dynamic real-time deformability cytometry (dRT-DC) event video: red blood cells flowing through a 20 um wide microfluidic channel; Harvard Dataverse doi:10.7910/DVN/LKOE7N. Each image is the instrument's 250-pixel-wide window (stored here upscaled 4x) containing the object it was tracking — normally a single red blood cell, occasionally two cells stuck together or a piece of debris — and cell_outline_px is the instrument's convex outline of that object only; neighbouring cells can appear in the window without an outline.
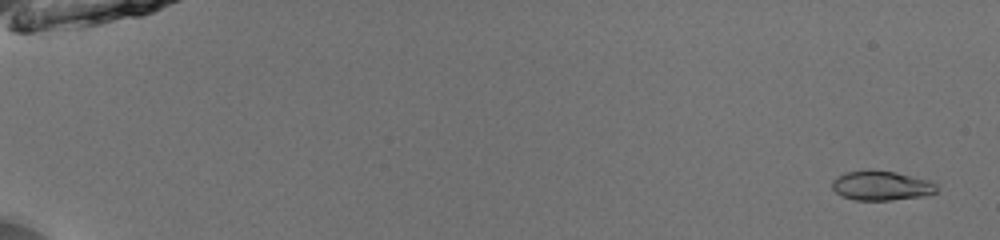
{"species": "common noctule bat (a hibernating species)", "species_latin": "Nyctalus noctula", "temperature_condition": "room temperature", "stored_images_in_passage": 54, "camera_frame_rate_fps": 3000, "um_per_image_px": 0.085, "animal": {"sex": "male", "body_mass_g": 13.0, "forearm_length_mm": 53.1}, "frame": {"image": 1, "passage_image": 3, "time_ms": 0.667, "image_size_px": [1000, 240], "cell_outline_px": [[936, 192], [928, 196], [892, 200], [856, 200], [840, 196], [832, 188], [832, 180], [836, 176], [844, 172], [864, 168], [868, 168], [896, 172], [932, 180], [936, 184]], "centroid_in_image_um": [74.9, 15.75], "position_along_channel_um": 10.1, "area_um2": 18.67}}
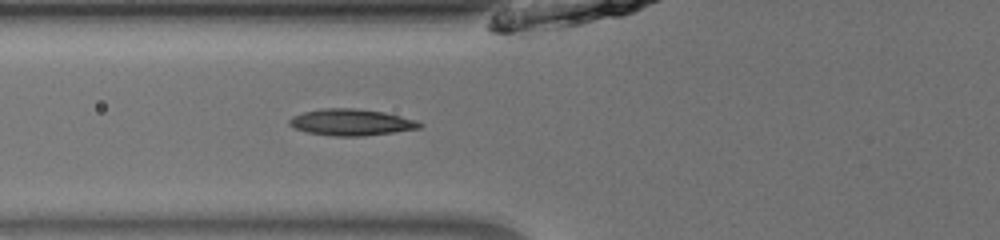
{"frame": {"image": 2, "passage_image": 23, "time_ms": 7.333, "image_size_px": [1000, 240], "cell_outline_px": [[424, 124], [420, 128], [364, 136], [332, 136], [308, 132], [296, 128], [288, 124], [288, 120], [292, 116], [304, 112], [324, 108], [352, 108], [384, 112], [416, 120]], "centroid_in_image_um": [29.85, 10.39], "position_along_channel_um": 96.0, "area_um2": 19.94}}
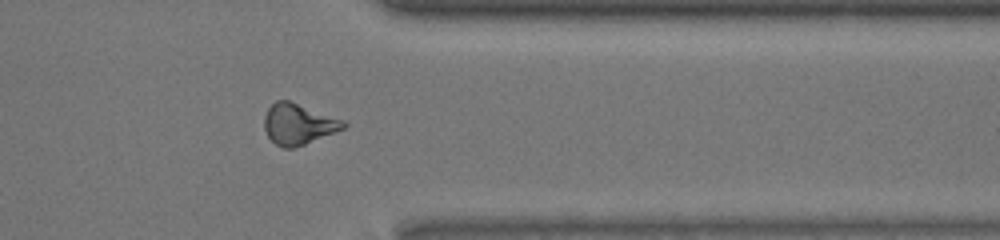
{"frame": {"image": 3, "passage_image": 45, "time_ms": 14.667, "image_size_px": [1000, 240], "cell_outline_px": [[348, 124], [344, 128], [304, 144], [292, 148], [284, 148], [276, 144], [268, 136], [264, 128], [264, 116], [268, 108], [276, 100], [288, 100], [344, 120]], "centroid_in_image_um": [25.34, 10.54], "position_along_channel_um": 386.1, "area_um2": 18.55}, "authors_computed_cell_mechanics": {"area_um2": 18.207, "velocity_mm_per_s": 3.9716, "shape_relaxation_time_tau1_ms": 5.6889, "shape_relaxation_time_tau2_ms": 3.1568, "deformation_change_tau1": 0.1722, "deformation_change_tau2": 0.1085}}